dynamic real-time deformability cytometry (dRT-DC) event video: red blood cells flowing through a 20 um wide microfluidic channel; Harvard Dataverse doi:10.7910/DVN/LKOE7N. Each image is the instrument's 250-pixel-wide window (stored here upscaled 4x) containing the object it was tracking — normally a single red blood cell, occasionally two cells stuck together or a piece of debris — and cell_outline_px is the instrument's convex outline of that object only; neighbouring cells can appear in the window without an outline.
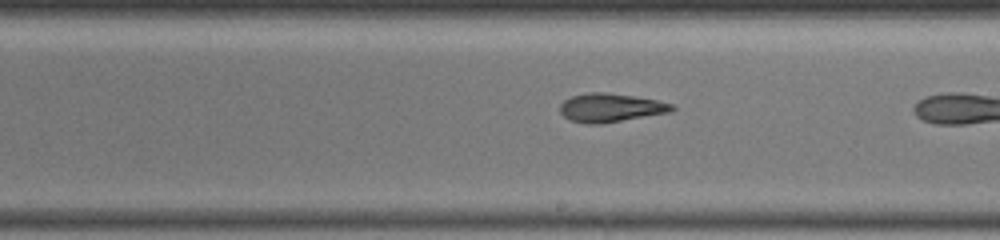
{"species": "common noctule bat (a hibernating species)", "species_latin": "Nyctalus noctula", "temperature_condition": "warm", "stored_images_in_passage": 23, "camera_frame_rate_fps": 3000, "um_per_image_px": 0.085, "animal": {"sex": "female", "body_mass_g": 19.5, "forearm_length_mm": 54.1}, "frame": {"image": 1, "passage_image": 13, "time_ms": 3.667, "image_size_px": [1000, 240], "cell_outline_px": [[676, 108], [668, 112], [600, 124], [588, 124], [572, 120], [564, 116], [560, 112], [560, 104], [564, 100], [572, 96], [588, 92], [604, 92], [632, 96], [656, 100], [672, 104]], "centroid_in_image_um": [51.86, 9.15], "position_along_channel_um": 237.1, "area_um2": 18.32}}
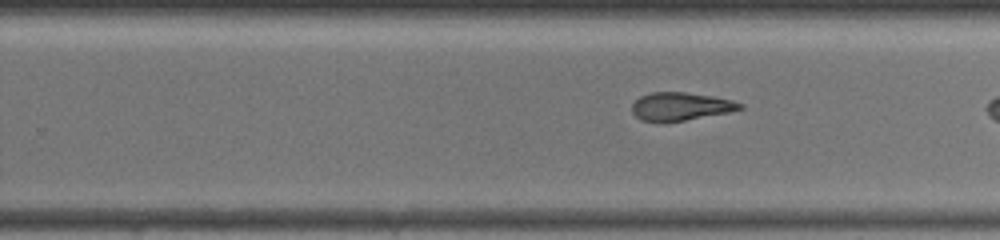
{"frame": {"image": 2, "passage_image": 17, "time_ms": 4.667, "image_size_px": [1000, 240], "cell_outline_px": [[744, 108], [728, 112], [684, 120], [656, 124], [640, 120], [632, 112], [632, 104], [640, 96], [652, 92], [684, 92], [712, 96], [732, 100], [744, 104]], "centroid_in_image_um": [57.8, 9.06], "position_along_channel_um": 272.0, "area_um2": 17.86}}